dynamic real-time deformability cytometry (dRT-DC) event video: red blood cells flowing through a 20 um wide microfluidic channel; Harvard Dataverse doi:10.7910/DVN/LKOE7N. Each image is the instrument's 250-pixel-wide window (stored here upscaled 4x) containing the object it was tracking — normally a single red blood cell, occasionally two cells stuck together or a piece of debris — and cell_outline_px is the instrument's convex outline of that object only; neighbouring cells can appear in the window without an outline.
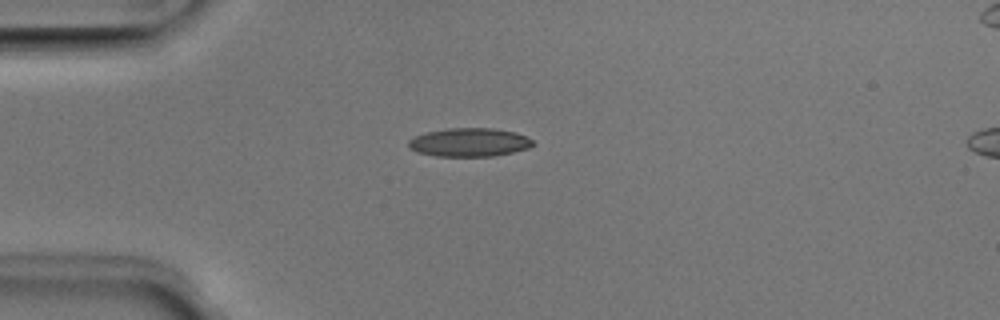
{"species": "Egyptian fruit bat (a non-hibernating species)", "species_latin": "Rousettus aegyptiacus", "temperature_condition": "room temperature", "stored_images_in_passage": 38, "camera_frame_rate_fps": 3000, "um_per_image_px": 0.085, "animal": {"sex": "male"}, "frame": {"image": 1, "passage_image": 1, "time_ms": 0.0, "image_size_px": [1000, 320], "cell_outline_px": [[536, 144], [528, 148], [512, 152], [492, 156], [436, 156], [416, 152], [408, 148], [408, 140], [412, 136], [424, 132], [448, 128], [492, 128], [516, 132], [532, 140]], "centroid_in_image_um": [39.84, 12.09], "position_along_channel_um": 45.2, "area_um2": 20.87}}
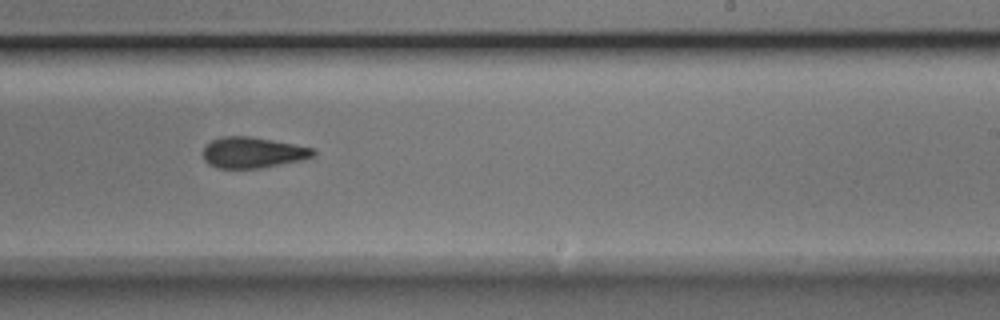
{"frame": {"image": 2, "passage_image": 19, "time_ms": 6.0, "image_size_px": [1000, 320], "cell_outline_px": [[316, 152], [312, 156], [304, 160], [260, 168], [216, 168], [208, 164], [204, 160], [204, 148], [212, 140], [220, 136], [248, 136], [272, 140], [312, 148]], "centroid_in_image_um": [21.46, 12.97], "position_along_channel_um": 267.5, "area_um2": 19.71}}
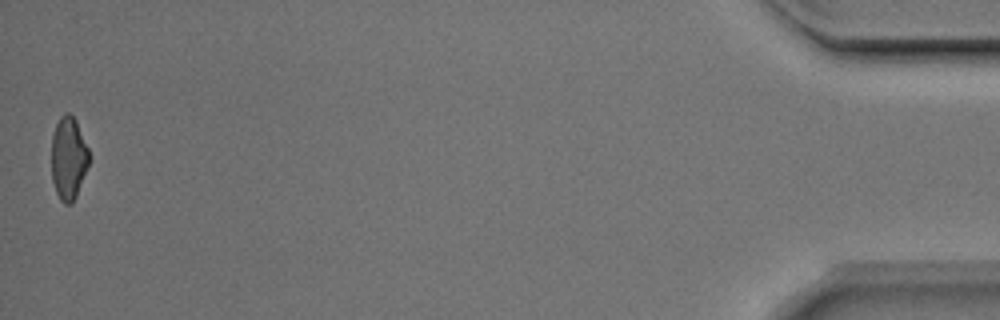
{"frame": {"image": 3, "passage_image": 38, "time_ms": 12.333, "image_size_px": [1000, 320], "cell_outline_px": [[92, 160], [76, 196], [72, 204], [64, 204], [60, 200], [56, 192], [52, 180], [52, 136], [56, 124], [60, 116], [64, 112], [68, 112], [76, 120], [88, 148]], "centroid_in_image_um": [5.85, 13.46], "position_along_channel_um": 429.4, "area_um2": 18.5}, "authors_computed_cell_mechanics": {"area_um2": 20.0566, "velocity_mm_per_s": 4.0338, "shape_relaxation_time_tau1_ms": 4.1416, "shape_relaxation_time_tau2_ms": 3.1437, "deformation_change_tau1": 0.1626, "deformation_change_tau2": 0.1257}}